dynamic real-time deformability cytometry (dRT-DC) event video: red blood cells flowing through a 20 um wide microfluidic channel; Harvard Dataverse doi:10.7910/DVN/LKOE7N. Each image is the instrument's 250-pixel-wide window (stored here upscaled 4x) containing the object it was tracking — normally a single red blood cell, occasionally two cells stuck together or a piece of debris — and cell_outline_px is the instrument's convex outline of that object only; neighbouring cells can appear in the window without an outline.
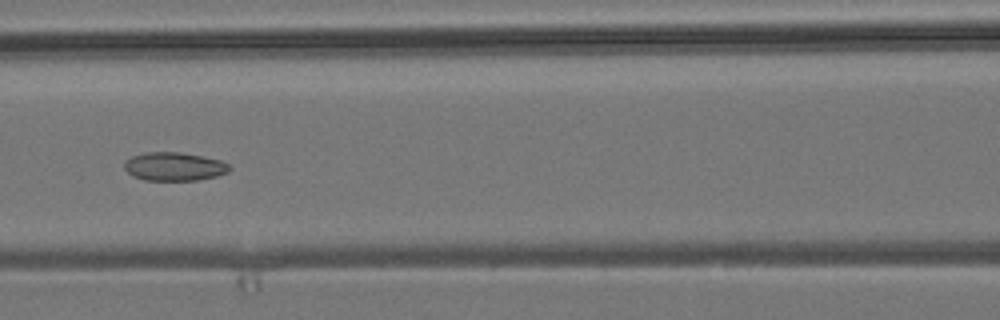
{"species": "common noctule bat (a hibernating species)", "species_latin": "Nyctalus noctula", "temperature_condition": "room temperature", "stored_images_in_passage": 5, "camera_frame_rate_fps": 3000, "um_per_image_px": 0.085, "animal": {"sex": "male", "body_mass_g": 19.2, "forearm_length_mm": 51.8}, "frame": {"image": 1, "passage_image": 5, "time_ms": 1.333, "image_size_px": [1000, 320], "cell_outline_px": [[232, 168], [228, 172], [216, 176], [196, 180], [144, 180], [132, 176], [124, 168], [124, 160], [132, 156], [148, 152], [180, 152], [204, 156], [220, 160], [228, 164]], "centroid_in_image_um": [14.8, 14.15], "position_along_channel_um": 151.8, "area_um2": 17.51}}